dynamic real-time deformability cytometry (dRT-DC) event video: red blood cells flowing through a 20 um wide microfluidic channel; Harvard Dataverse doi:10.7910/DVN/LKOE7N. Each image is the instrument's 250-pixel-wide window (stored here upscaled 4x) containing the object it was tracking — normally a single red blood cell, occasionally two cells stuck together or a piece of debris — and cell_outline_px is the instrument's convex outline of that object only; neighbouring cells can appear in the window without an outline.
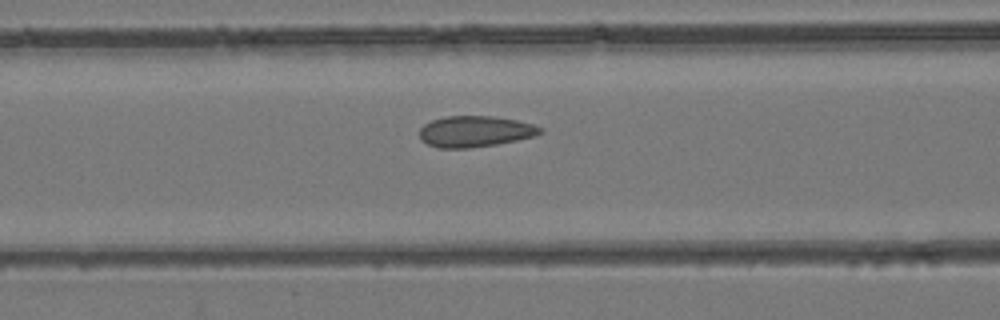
{"species": "common noctule bat (a hibernating species)", "species_latin": "Nyctalus noctula", "temperature_condition": "room temperature", "stored_images_in_passage": 30, "camera_frame_rate_fps": 3000, "um_per_image_px": 0.085, "animal": {"sex": "female", "body_mass_g": 24.6, "forearm_length_mm": 56.2}, "frame": {"image": 1, "passage_image": 6, "time_ms": 1.667, "image_size_px": [1000, 320], "cell_outline_px": [[544, 132], [532, 136], [516, 140], [496, 144], [468, 148], [440, 148], [428, 144], [420, 140], [420, 128], [424, 124], [432, 120], [444, 116], [492, 116], [516, 120], [532, 124], [544, 128]], "centroid_in_image_um": [40.36, 11.17], "position_along_channel_um": 126.2, "area_um2": 21.79}}
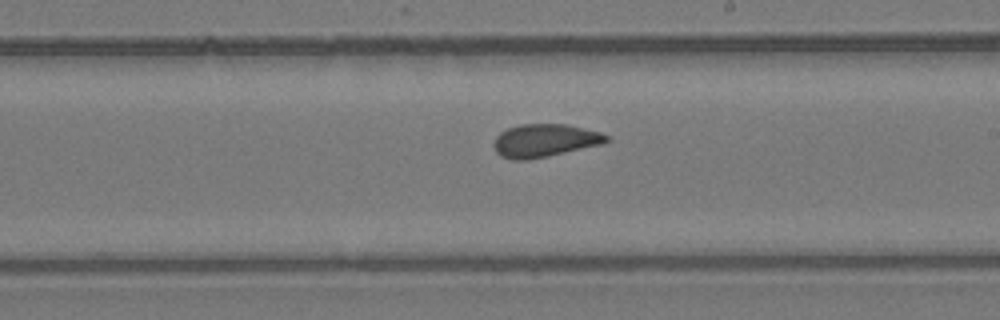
{"frame": {"image": 2, "passage_image": 14, "time_ms": 4.333, "image_size_px": [1000, 320], "cell_outline_px": [[612, 140], [600, 144], [548, 156], [528, 160], [512, 160], [500, 156], [496, 152], [492, 144], [496, 136], [500, 132], [508, 128], [520, 124], [568, 124], [600, 132], [608, 136]], "centroid_in_image_um": [46.26, 11.94], "position_along_channel_um": 242.7, "area_um2": 21.73}}
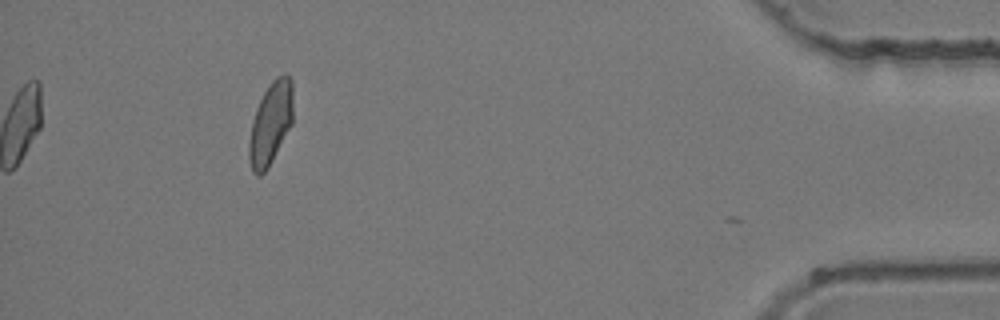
{"frame": {"image": 3, "passage_image": 30, "time_ms": 9.667, "image_size_px": [1000, 320], "cell_outline_px": [[292, 124], [268, 168], [260, 176], [256, 176], [252, 172], [248, 160], [248, 144], [252, 120], [256, 108], [268, 84], [276, 76], [284, 72], [292, 80]], "centroid_in_image_um": [22.98, 10.5], "position_along_channel_um": 412.2, "area_um2": 21.44}}